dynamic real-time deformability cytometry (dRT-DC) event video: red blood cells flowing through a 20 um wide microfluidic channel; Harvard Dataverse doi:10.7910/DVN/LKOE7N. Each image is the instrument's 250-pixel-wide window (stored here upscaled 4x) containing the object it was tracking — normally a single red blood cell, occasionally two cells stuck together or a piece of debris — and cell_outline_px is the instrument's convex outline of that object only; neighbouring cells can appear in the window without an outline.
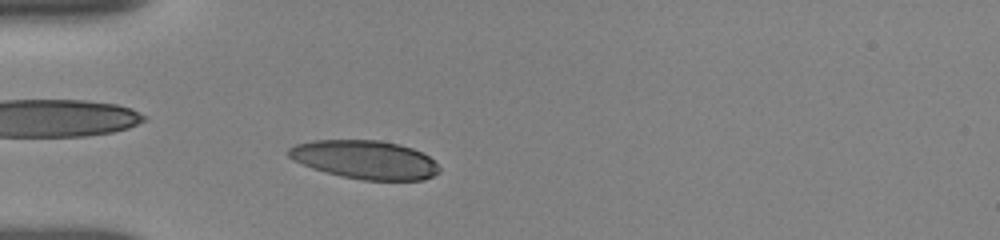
{"species": "human", "species_latin": "Homo sapiens", "temperature_condition": "room temperature", "stored_images_in_passage": 66, "camera_frame_rate_fps": 3000, "um_per_image_px": 0.085, "donor": {"sex": "female"}, "frame": {"image": 1, "passage_image": 11, "time_ms": 1.333, "image_size_px": [1000, 240], "cell_outline_px": [[440, 172], [424, 180], [364, 180], [340, 176], [324, 172], [312, 168], [292, 160], [288, 156], [288, 148], [296, 144], [312, 140], [380, 140], [400, 144], [412, 148], [428, 156], [440, 168]], "centroid_in_image_um": [31.0, 13.57], "position_along_channel_um": 54.0, "area_um2": 33.93}}
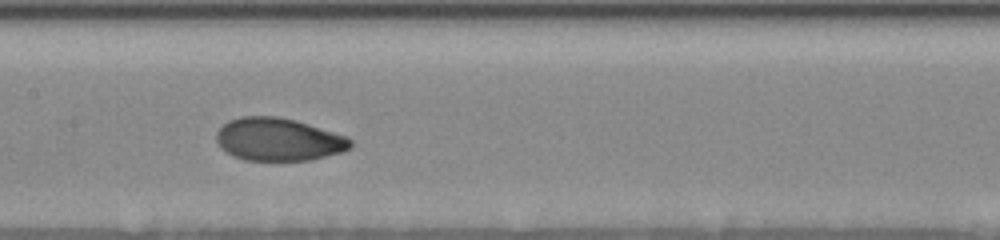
{"frame": {"image": 2, "passage_image": 37, "time_ms": 5.0, "image_size_px": [1000, 240], "cell_outline_px": [[352, 144], [348, 148], [340, 152], [312, 160], [244, 160], [232, 156], [220, 148], [216, 140], [216, 132], [228, 120], [240, 116], [276, 116], [296, 120], [348, 136], [352, 140]], "centroid_in_image_um": [23.64, 11.84], "position_along_channel_um": 183.8, "area_um2": 33.64}}
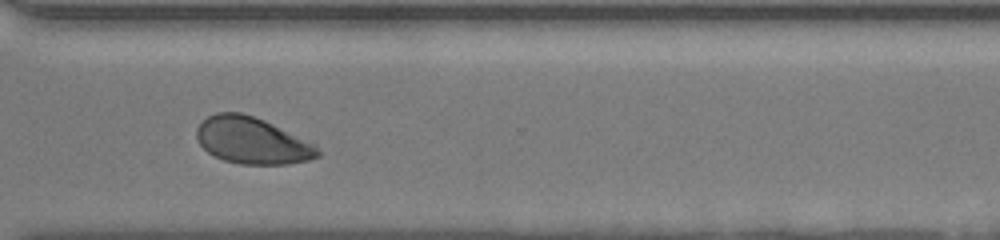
{"frame": {"image": 3, "passage_image": 65, "time_ms": 9.333, "image_size_px": [1000, 240], "cell_outline_px": [[320, 156], [308, 160], [288, 164], [240, 164], [224, 160], [208, 152], [200, 144], [196, 136], [196, 128], [208, 116], [216, 112], [240, 112], [264, 120], [316, 144], [320, 152]], "centroid_in_image_um": [21.44, 11.95], "position_along_channel_um": 349.2, "area_um2": 32.77}}